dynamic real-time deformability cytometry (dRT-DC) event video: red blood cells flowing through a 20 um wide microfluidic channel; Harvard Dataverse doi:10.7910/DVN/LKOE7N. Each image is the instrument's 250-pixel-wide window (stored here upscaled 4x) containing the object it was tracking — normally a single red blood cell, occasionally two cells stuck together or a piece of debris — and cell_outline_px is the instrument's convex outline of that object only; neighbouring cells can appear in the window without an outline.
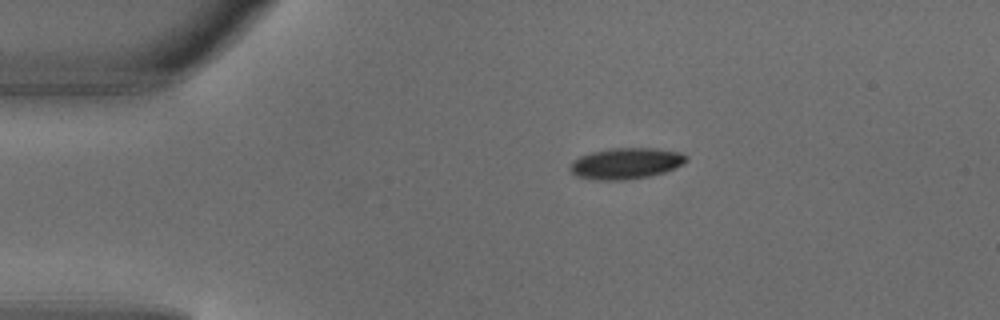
{"species": "common noctule bat (a hibernating species)", "species_latin": "Nyctalus noctula", "temperature_condition": "warm", "stored_images_in_passage": 2, "camera_frame_rate_fps": 3000, "um_per_image_px": 0.085, "animal": {"sex": "male", "body_mass_g": 18.8}, "frame": {"image": 1, "passage_image": 1, "time_ms": 0.0, "image_size_px": [1000, 320], "cell_outline_px": [[688, 160], [684, 164], [664, 172], [648, 176], [624, 180], [592, 180], [576, 176], [568, 168], [572, 160], [580, 156], [592, 152], [608, 148], [656, 148], [680, 152], [688, 156]], "centroid_in_image_um": [53.19, 13.88], "position_along_channel_um": 31.8, "area_um2": 21.27}}